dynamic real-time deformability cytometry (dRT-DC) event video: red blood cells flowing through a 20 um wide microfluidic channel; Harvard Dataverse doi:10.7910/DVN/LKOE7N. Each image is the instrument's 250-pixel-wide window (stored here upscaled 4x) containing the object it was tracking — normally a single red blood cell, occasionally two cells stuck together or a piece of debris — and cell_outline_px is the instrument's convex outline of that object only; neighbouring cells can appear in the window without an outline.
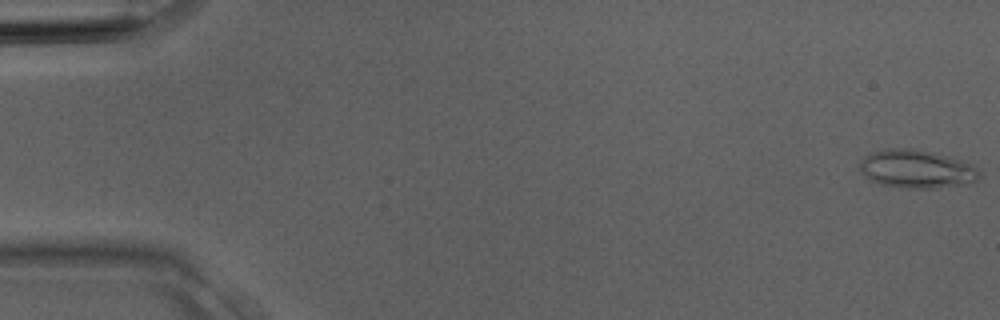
{"species": "Egyptian fruit bat (a non-hibernating species)", "species_latin": "Rousettus aegyptiacus", "temperature_condition": "room temperature", "stored_images_in_passage": 4, "camera_frame_rate_fps": 3000, "um_per_image_px": 0.085, "animal": {"sex": "male"}, "frame": {"image": 1, "passage_image": 4, "time_ms": 1.0, "image_size_px": [1000, 320], "cell_outline_px": [[980, 176], [976, 180], [968, 184], [932, 188], [908, 188], [880, 184], [872, 180], [860, 172], [860, 164], [864, 156], [872, 152], [888, 148], [912, 148], [952, 156], [976, 168], [980, 172]], "centroid_in_image_um": [77.91, 14.36], "position_along_channel_um": 7.1, "area_um2": 26.59}}